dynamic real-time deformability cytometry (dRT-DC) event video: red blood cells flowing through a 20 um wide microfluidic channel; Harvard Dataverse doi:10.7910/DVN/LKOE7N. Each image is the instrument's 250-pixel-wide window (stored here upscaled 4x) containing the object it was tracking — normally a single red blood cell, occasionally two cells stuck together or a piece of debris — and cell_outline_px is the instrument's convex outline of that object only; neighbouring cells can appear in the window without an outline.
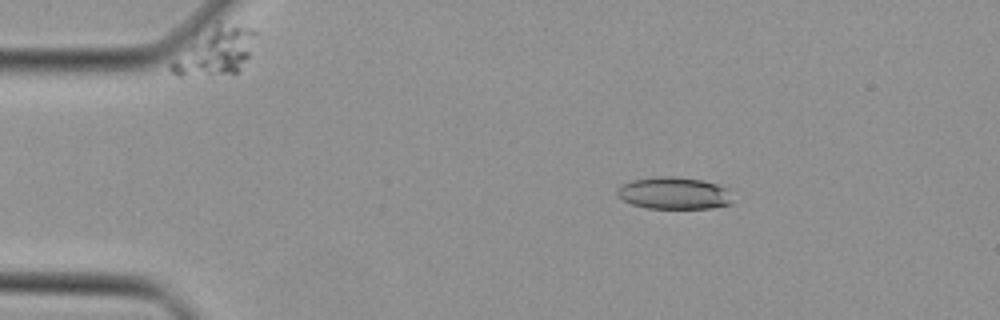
{"species": "Egyptian fruit bat (a non-hibernating species)", "species_latin": "Rousettus aegyptiacus", "temperature_condition": "cold", "stored_images_in_passage": 44, "camera_frame_rate_fps": 3000, "um_per_image_px": 0.085, "animal": {"sex": "female"}, "frame": {"image": 1, "passage_image": 7, "time_ms": 2.0, "image_size_px": [1000, 320], "cell_outline_px": [[732, 204], [712, 208], [648, 208], [632, 204], [624, 200], [616, 192], [616, 188], [620, 184], [632, 180], [664, 176], [668, 176], [700, 180], [716, 184], [728, 188], [732, 200]], "centroid_in_image_um": [57.29, 16.42], "position_along_channel_um": 27.7, "area_um2": 21.44}}
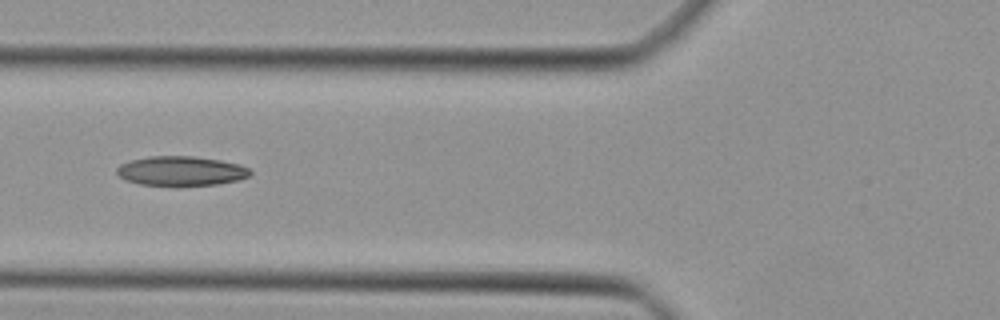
{"frame": {"image": 2, "passage_image": 17, "time_ms": 5.333, "image_size_px": [1000, 320], "cell_outline_px": [[252, 172], [248, 176], [236, 180], [216, 184], [176, 188], [140, 184], [124, 180], [116, 172], [116, 168], [120, 164], [132, 160], [148, 156], [192, 156], [220, 160], [240, 164], [248, 168]], "centroid_in_image_um": [15.35, 14.56], "position_along_channel_um": 110.5, "area_um2": 23.52}}
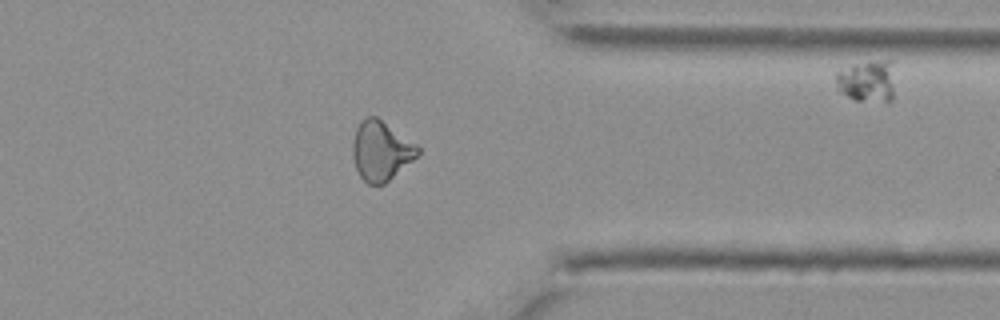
{"frame": {"image": 3, "passage_image": 36, "time_ms": 11.667, "image_size_px": [1000, 320], "cell_outline_px": [[420, 152], [412, 160], [384, 184], [368, 184], [360, 176], [356, 168], [352, 156], [352, 144], [356, 128], [360, 120], [368, 116], [376, 116], [416, 144], [420, 148]], "centroid_in_image_um": [32.35, 12.8], "position_along_channel_um": 379.1, "area_um2": 22.31}}